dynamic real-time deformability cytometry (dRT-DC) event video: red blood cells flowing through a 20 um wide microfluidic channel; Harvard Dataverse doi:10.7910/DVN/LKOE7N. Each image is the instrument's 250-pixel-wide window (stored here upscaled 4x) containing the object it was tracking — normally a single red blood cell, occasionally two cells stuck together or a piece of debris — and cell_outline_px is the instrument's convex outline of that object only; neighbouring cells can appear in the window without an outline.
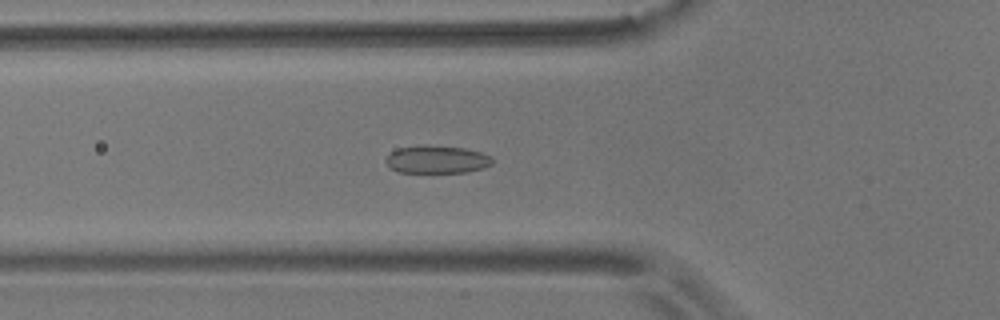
{"species": "common noctule bat (a hibernating species)", "species_latin": "Nyctalus noctula", "temperature_condition": "room temperature", "stored_images_in_passage": 53, "camera_frame_rate_fps": 3000, "um_per_image_px": 0.085, "animal": {"sex": "male", "body_mass_g": 17.9}, "frame": {"image": 1, "passage_image": 17, "time_ms": 5.333, "image_size_px": [1000, 320], "cell_outline_px": [[492, 164], [484, 168], [468, 172], [396, 172], [384, 160], [396, 148], [424, 144], [464, 148], [480, 152], [492, 156]], "centroid_in_image_um": [37.14, 13.54], "position_along_channel_um": 88.7, "area_um2": 17.34}}
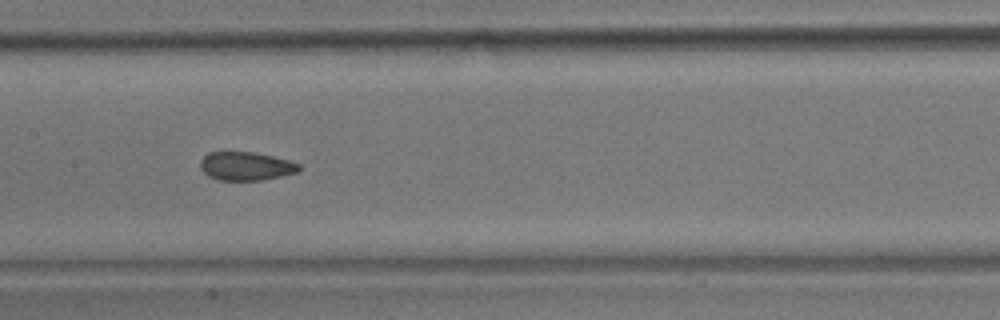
{"frame": {"image": 2, "passage_image": 25, "time_ms": 8.0, "image_size_px": [1000, 320], "cell_outline_px": [[300, 168], [296, 172], [280, 176], [260, 180], [220, 180], [208, 176], [200, 168], [200, 160], [208, 152], [256, 152], [288, 160], [300, 164]], "centroid_in_image_um": [20.87, 14.11], "position_along_channel_um": 186.5, "area_um2": 16.3}}
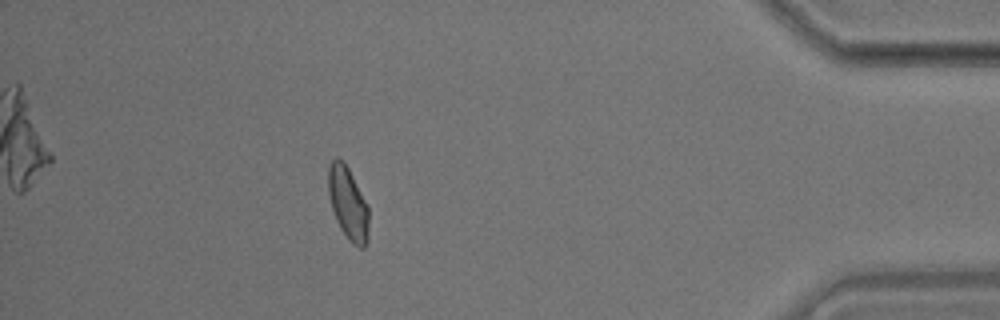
{"frame": {"image": 3, "passage_image": 47, "time_ms": 15.333, "image_size_px": [1000, 320], "cell_outline_px": [[368, 240], [364, 248], [360, 248], [352, 244], [348, 240], [340, 228], [336, 220], [328, 196], [328, 168], [332, 160], [336, 156], [344, 160], [368, 204]], "centroid_in_image_um": [29.58, 17.27], "position_along_channel_um": 405.6, "area_um2": 17.46}, "authors_computed_cell_mechanics": {"area_um2": 17.1666, "velocity_mm_per_s": 3.6434, "shape_relaxation_time_tau1_ms": 4.2737, "shape_relaxation_time_tau2_ms": 1.2869, "deformation_change_tau1": 0.079, "deformation_change_tau2": 0.0676}}